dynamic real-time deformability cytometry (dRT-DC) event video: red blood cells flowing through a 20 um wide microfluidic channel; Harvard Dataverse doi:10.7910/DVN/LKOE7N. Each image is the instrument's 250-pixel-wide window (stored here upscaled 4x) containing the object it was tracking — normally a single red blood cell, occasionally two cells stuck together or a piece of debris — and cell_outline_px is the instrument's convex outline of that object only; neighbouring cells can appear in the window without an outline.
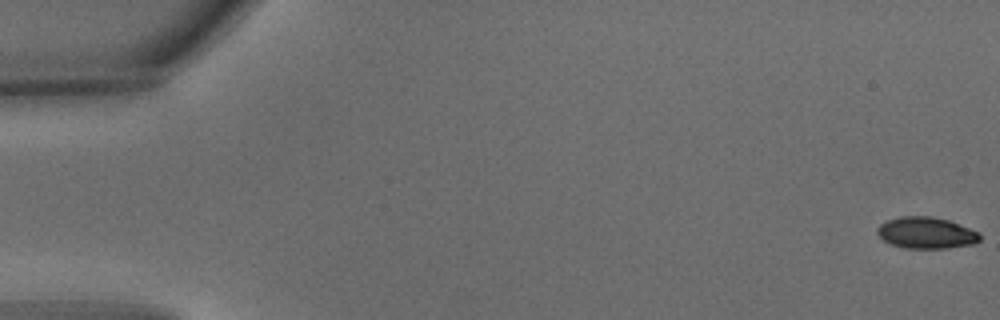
{"species": "common noctule bat (a hibernating species)", "species_latin": "Nyctalus noctula", "temperature_condition": "warm", "stored_images_in_passage": 8, "camera_frame_rate_fps": 3000, "um_per_image_px": 0.085, "animal": {"sex": "male", "body_mass_g": 15.6}, "frame": {"image": 1, "passage_image": 1, "time_ms": 0.0, "image_size_px": [1000, 320], "cell_outline_px": [[980, 240], [972, 244], [948, 248], [904, 248], [892, 244], [884, 240], [876, 232], [876, 228], [880, 224], [888, 220], [900, 216], [932, 216], [948, 220], [980, 232]], "centroid_in_image_um": [78.73, 19.78], "position_along_channel_um": 6.3, "area_um2": 18.79}}
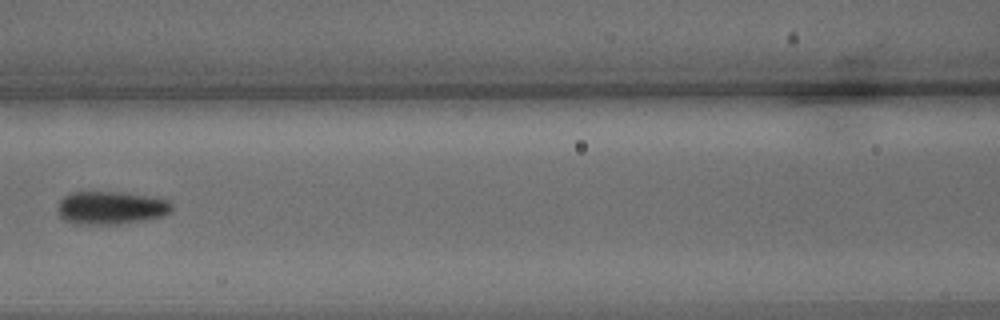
{"frame": {"image": 2, "passage_image": 7, "time_ms": 2.0, "image_size_px": [1000, 320], "cell_outline_px": [[172, 212], [164, 216], [144, 220], [116, 224], [72, 224], [64, 220], [60, 216], [56, 208], [60, 200], [64, 196], [72, 192], [120, 192], [168, 200], [172, 204]], "centroid_in_image_um": [9.4, 17.67], "position_along_channel_um": 157.2, "area_um2": 22.02}}
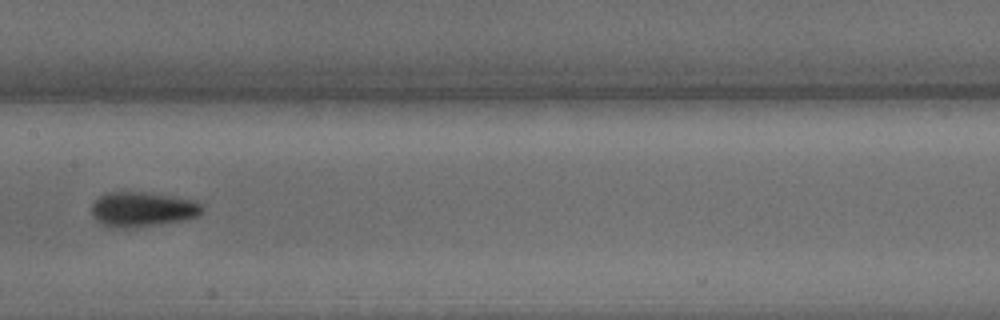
{"frame": {"image": 3, "passage_image": 8, "time_ms": 2.333, "image_size_px": [1000, 320], "cell_outline_px": [[204, 212], [196, 216], [184, 220], [124, 228], [108, 228], [96, 220], [92, 216], [92, 204], [104, 192], [144, 192], [172, 196], [196, 200], [204, 204]], "centroid_in_image_um": [12.12, 17.78], "position_along_channel_um": 195.3, "area_um2": 22.54}}